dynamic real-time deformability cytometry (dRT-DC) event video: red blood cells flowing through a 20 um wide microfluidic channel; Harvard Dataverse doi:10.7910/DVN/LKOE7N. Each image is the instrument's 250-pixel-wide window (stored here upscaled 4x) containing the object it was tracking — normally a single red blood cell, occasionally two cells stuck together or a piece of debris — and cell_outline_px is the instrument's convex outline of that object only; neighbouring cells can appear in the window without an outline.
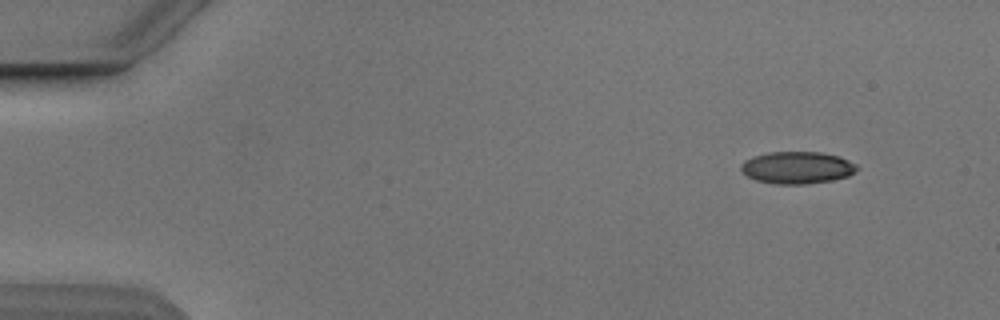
{"species": "Egyptian fruit bat (a non-hibernating species)", "species_latin": "Rousettus aegyptiacus", "temperature_condition": "cold", "stored_images_in_passage": 5, "camera_frame_rate_fps": 3000, "um_per_image_px": 0.085, "animal": {"sex": "male"}, "frame": {"image": 1, "passage_image": 1, "time_ms": 0.0, "image_size_px": [1000, 320], "cell_outline_px": [[856, 172], [848, 176], [832, 180], [804, 184], [776, 184], [756, 180], [748, 176], [740, 168], [740, 164], [744, 160], [752, 156], [768, 152], [820, 152], [840, 156], [856, 164]], "centroid_in_image_um": [67.75, 14.24], "position_along_channel_um": 17.3, "area_um2": 21.73}}